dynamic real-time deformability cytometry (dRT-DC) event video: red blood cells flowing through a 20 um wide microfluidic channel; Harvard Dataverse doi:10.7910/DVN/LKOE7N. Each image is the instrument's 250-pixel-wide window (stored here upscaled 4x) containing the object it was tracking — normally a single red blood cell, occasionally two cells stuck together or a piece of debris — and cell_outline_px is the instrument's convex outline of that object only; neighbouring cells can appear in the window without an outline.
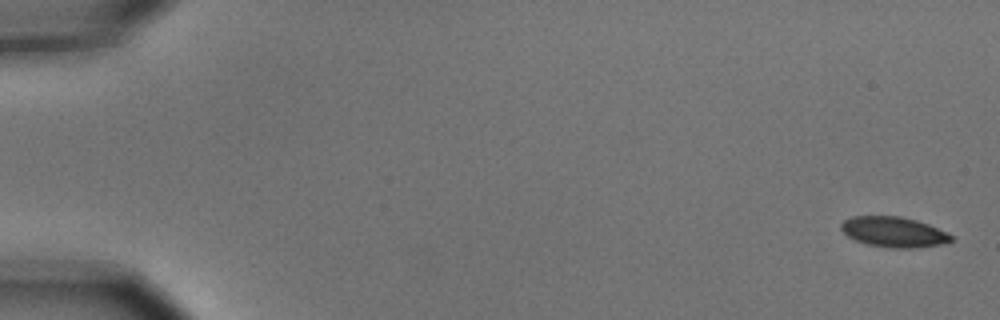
{"species": "common noctule bat (a hibernating species)", "species_latin": "Nyctalus noctula", "temperature_condition": "cold", "stored_images_in_passage": 6, "camera_frame_rate_fps": 3000, "um_per_image_px": 0.085, "animal": {"sex": "male", "body_mass_g": 15.6}, "frame": {"image": 1, "passage_image": 1, "time_ms": 0.0, "image_size_px": [1000, 320], "cell_outline_px": [[952, 240], [940, 244], [920, 248], [892, 248], [868, 244], [856, 240], [848, 236], [840, 228], [840, 224], [844, 220], [852, 216], [900, 216], [916, 220], [928, 224], [952, 236]], "centroid_in_image_um": [75.93, 19.71], "position_along_channel_um": 9.1, "area_um2": 19.25}}
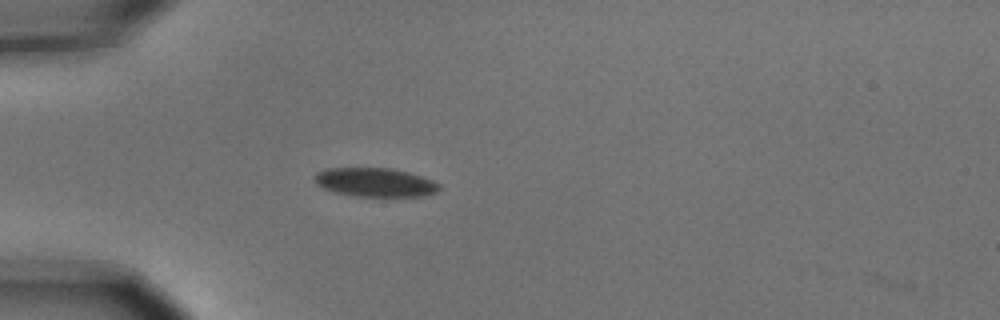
{"frame": {"image": 2, "passage_image": 5, "time_ms": 1.333, "image_size_px": [1000, 320], "cell_outline_px": [[440, 188], [436, 192], [420, 196], [356, 196], [336, 192], [324, 188], [316, 184], [312, 180], [312, 176], [316, 172], [328, 168], [388, 168], [408, 172], [432, 180], [440, 184]], "centroid_in_image_um": [31.83, 15.49], "position_along_channel_um": 53.2, "area_um2": 20.87}}